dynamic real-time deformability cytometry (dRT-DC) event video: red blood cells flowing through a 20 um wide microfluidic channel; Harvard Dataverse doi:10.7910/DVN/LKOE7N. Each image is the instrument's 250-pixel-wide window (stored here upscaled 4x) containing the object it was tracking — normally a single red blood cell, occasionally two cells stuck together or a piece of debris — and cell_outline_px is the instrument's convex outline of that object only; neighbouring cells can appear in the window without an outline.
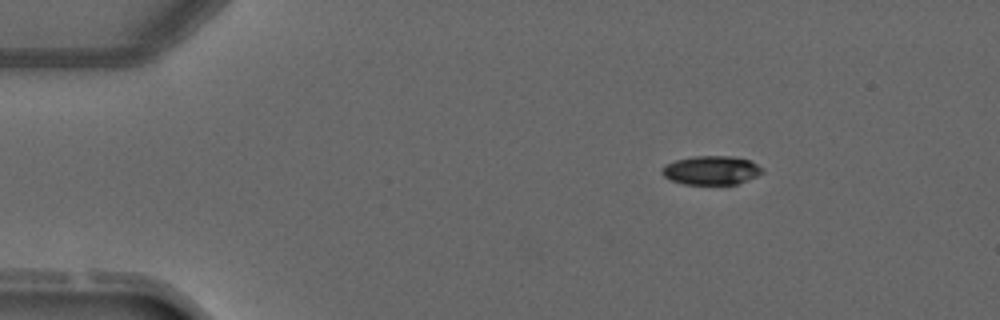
{"species": "common noctule bat (a hibernating species)", "species_latin": "Nyctalus noctula", "temperature_condition": "warm", "stored_images_in_passage": 1, "camera_frame_rate_fps": 3000, "um_per_image_px": 0.085, "animal": {"sex": "male", "forearm_length_mm": 52.5}, "frame": {"image": 1, "passage_image": 1, "time_ms": 0.0, "image_size_px": [1000, 320], "cell_outline_px": [[764, 172], [756, 176], [736, 184], [684, 184], [672, 180], [664, 176], [660, 172], [660, 168], [664, 164], [676, 160], [696, 156], [732, 156], [752, 160], [764, 168]], "centroid_in_image_um": [60.47, 14.46], "position_along_channel_um": 24.5, "area_um2": 16.99}}